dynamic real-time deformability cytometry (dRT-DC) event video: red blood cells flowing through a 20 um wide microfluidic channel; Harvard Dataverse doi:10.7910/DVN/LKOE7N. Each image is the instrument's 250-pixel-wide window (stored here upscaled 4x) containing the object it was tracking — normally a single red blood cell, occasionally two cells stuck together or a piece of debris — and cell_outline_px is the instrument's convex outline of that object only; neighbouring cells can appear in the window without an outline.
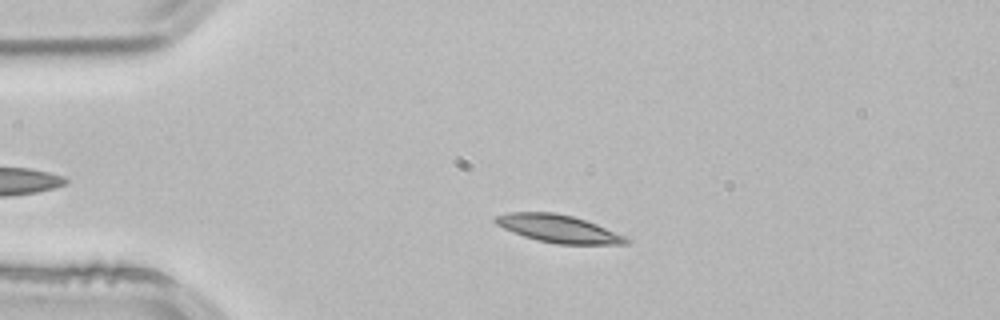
{"species": "common noctule bat (a hibernating species)", "species_latin": "Nyctalus noctula", "temperature_condition": "room temperature", "stored_images_in_passage": 4, "camera_frame_rate_fps": 3000, "um_per_image_px": 0.085, "animal": {"sex": "male", "body_mass_g": 21.5, "forearm_length_mm": 52.0}, "frame": {"image": 1, "passage_image": 2, "time_ms": 0.333, "image_size_px": [1000, 320], "cell_outline_px": [[632, 240], [628, 244], [556, 244], [536, 240], [512, 232], [496, 224], [492, 220], [496, 216], [508, 212], [556, 212], [572, 216], [596, 224], [624, 236]], "centroid_in_image_um": [47.44, 19.44], "position_along_channel_um": 37.6, "area_um2": 21.04}}